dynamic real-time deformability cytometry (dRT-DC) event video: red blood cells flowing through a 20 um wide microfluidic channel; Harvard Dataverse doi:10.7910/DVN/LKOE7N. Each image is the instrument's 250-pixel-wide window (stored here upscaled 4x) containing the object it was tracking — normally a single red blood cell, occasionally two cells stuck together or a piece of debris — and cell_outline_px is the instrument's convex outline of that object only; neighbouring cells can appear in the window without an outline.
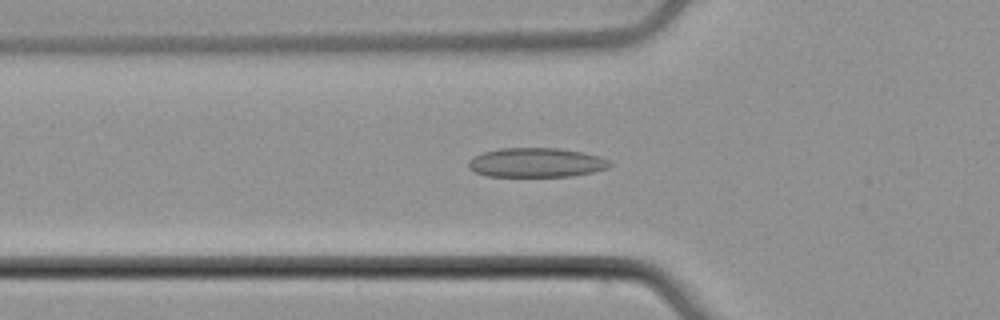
{"species": "common noctule bat (a hibernating species)", "species_latin": "Nyctalus noctula", "temperature_condition": "cold", "stored_images_in_passage": 46, "camera_frame_rate_fps": 3000, "um_per_image_px": 0.085, "animal": {"sex": "male", "body_mass_g": 21.5, "forearm_length_mm": 52.0}, "frame": {"image": 1, "passage_image": 16, "time_ms": 5.0, "image_size_px": [1000, 320], "cell_outline_px": [[612, 164], [608, 168], [592, 172], [572, 176], [484, 176], [468, 168], [468, 160], [472, 156], [484, 152], [500, 148], [556, 148], [580, 152], [600, 156], [608, 160]], "centroid_in_image_um": [45.54, 13.82], "position_along_channel_um": 80.3, "area_um2": 24.16}}
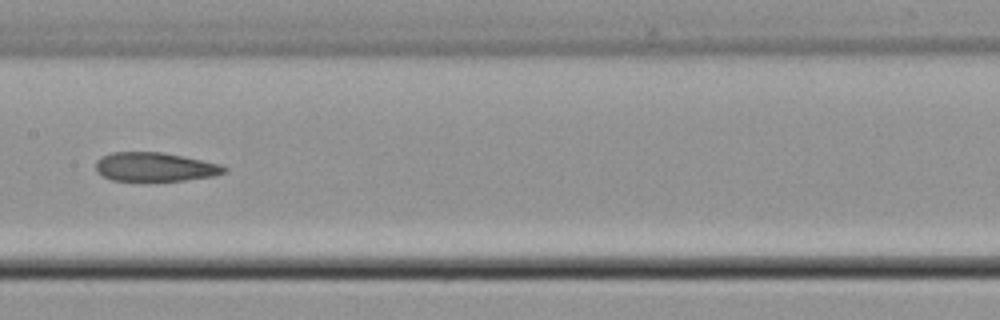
{"frame": {"image": 2, "passage_image": 25, "time_ms": 8.0, "image_size_px": [1000, 320], "cell_outline_px": [[228, 168], [224, 172], [216, 176], [184, 180], [112, 180], [96, 172], [96, 160], [100, 156], [112, 152], [160, 152], [184, 156], [220, 164]], "centroid_in_image_um": [13.16, 14.18], "position_along_channel_um": 194.2, "area_um2": 21.56}}
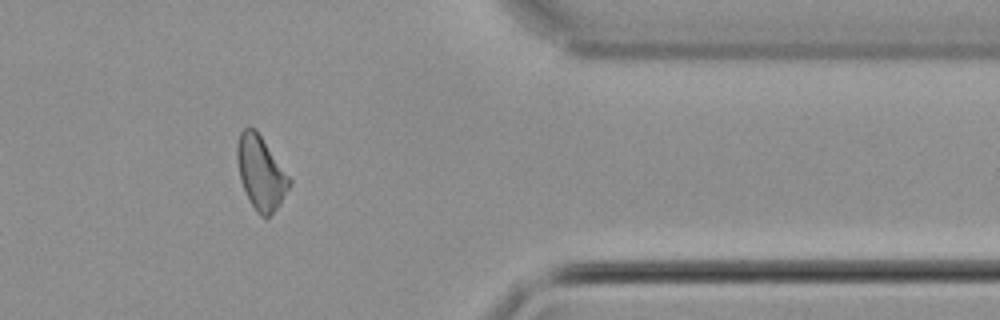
{"frame": {"image": 3, "passage_image": 42, "time_ms": 13.667, "image_size_px": [1000, 320], "cell_outline_px": [[292, 184], [280, 204], [264, 220], [256, 212], [240, 180], [236, 160], [236, 144], [240, 132], [244, 128], [256, 128], [292, 180]], "centroid_in_image_um": [22.17, 14.67], "position_along_channel_um": 389.2, "area_um2": 22.48}, "authors_computed_cell_mechanics": {"area_um2": 22.7443, "velocity_mm_per_s": 3.7997, "shape_relaxation_time_tau1_ms": null, "shape_relaxation_time_tau2_ms": 9.4162, "deformation_change_tau1": null, "deformation_change_tau2": 0.1763}}